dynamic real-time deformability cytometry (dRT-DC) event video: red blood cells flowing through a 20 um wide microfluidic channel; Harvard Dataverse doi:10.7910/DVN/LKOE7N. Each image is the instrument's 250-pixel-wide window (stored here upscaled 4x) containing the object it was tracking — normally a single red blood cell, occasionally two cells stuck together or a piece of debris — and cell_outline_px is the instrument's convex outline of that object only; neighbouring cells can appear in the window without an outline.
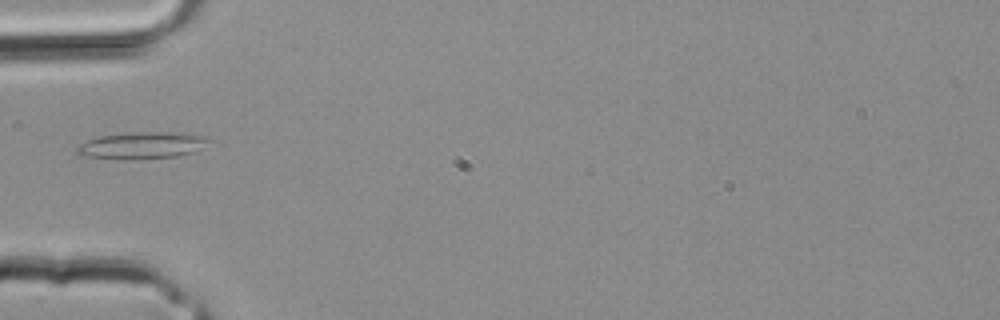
{"species": "common noctule bat (a hibernating species)", "species_latin": "Nyctalus noctula", "temperature_condition": "room temperature", "stored_images_in_passage": 1, "camera_frame_rate_fps": 3000, "um_per_image_px": 0.085, "animal": {"sex": "male", "body_mass_g": 20.4}, "frame": {"image": 1, "passage_image": 1, "time_ms": 0.0, "image_size_px": [1000, 320], "cell_outline_px": [[208, 140], [192, 152], [180, 156], [132, 160], [128, 160], [84, 156], [76, 152], [76, 148], [80, 144], [88, 140], [100, 136], [132, 132], [184, 132], [208, 136]], "centroid_in_image_um": [12.05, 12.36], "position_along_channel_um": 73.0, "area_um2": 20.58}}